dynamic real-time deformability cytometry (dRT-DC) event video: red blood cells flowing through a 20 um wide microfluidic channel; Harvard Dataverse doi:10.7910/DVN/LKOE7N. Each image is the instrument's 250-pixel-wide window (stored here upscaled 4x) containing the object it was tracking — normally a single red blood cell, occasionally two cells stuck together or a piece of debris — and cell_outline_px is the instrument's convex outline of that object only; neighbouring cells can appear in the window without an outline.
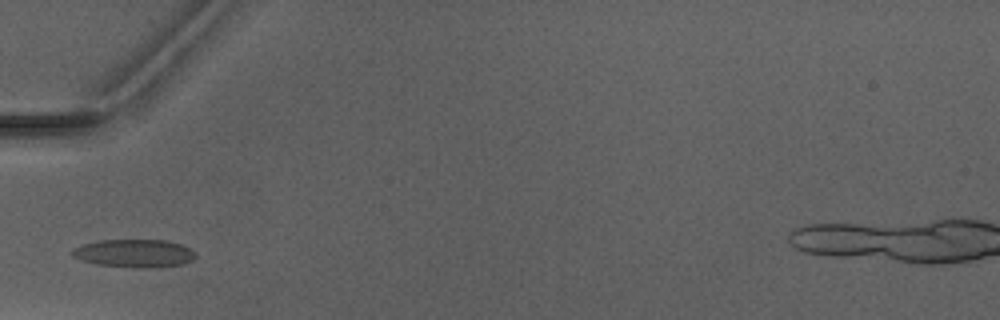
{"species": "Egyptian fruit bat (a non-hibernating species)", "species_latin": "Rousettus aegyptiacus", "temperature_condition": "warm", "stored_images_in_passage": 1, "camera_frame_rate_fps": 3000, "um_per_image_px": 0.085, "animal": {"sex": "male"}, "frame": {"image": 1, "passage_image": 1, "time_ms": 0.0, "image_size_px": [1000, 320], "cell_outline_px": [[196, 256], [192, 260], [184, 264], [156, 268], [132, 268], [96, 264], [80, 260], [72, 256], [72, 248], [80, 244], [100, 240], [168, 240], [192, 248], [196, 252]], "centroid_in_image_um": [11.43, 21.54], "position_along_channel_um": 73.6, "area_um2": 20.63}}